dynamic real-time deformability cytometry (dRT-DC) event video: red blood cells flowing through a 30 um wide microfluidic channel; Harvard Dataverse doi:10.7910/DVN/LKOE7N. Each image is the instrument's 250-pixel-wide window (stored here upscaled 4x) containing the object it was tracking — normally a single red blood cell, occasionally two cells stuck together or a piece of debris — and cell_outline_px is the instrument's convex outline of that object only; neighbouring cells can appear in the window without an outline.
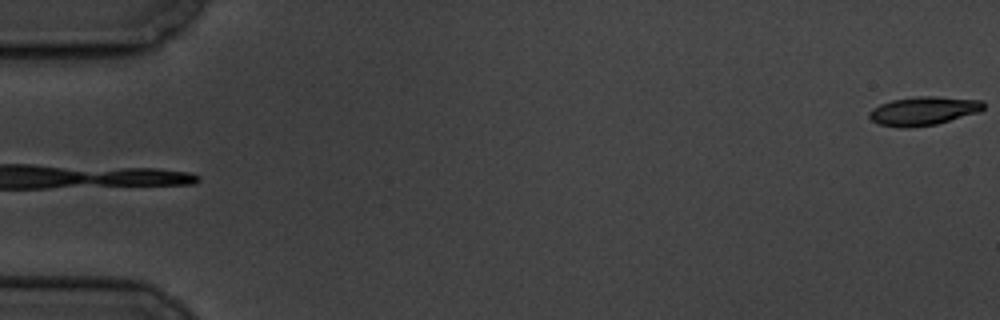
{"species": "common noctule bat (a hibernating species)", "species_latin": "Nyctalus noctula", "temperature_condition": "cold", "stored_images_in_passage": 5, "segment_of_instrument_passage": [2, 2], "camera_frame_rate_fps": 3000, "um_per_image_px": 0.085, "animal": {"sex": "male", "body_mass_g": 19.5, "forearm_length_mm": 54.6}, "frame": {"image": 1, "passage_image": 5, "time_ms": 5.333, "image_size_px": [1000, 320], "cell_outline_px": [[984, 108], [980, 112], [936, 124], [908, 128], [900, 128], [880, 124], [872, 120], [868, 116], [868, 112], [872, 108], [880, 104], [892, 100], [916, 96], [936, 96], [984, 100]], "centroid_in_image_um": [78.5, 9.42], "position_along_channel_um": 6.5, "area_um2": 19.25}}